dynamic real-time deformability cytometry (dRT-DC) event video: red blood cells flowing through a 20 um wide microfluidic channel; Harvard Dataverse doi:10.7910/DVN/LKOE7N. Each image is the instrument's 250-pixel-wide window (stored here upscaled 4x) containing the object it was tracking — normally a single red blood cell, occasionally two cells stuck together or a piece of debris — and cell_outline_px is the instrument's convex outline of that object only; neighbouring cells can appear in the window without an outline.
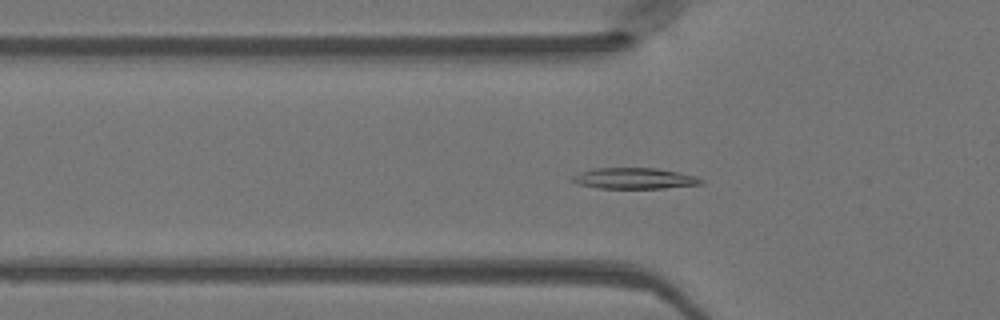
{"species": "Egyptian fruit bat (a non-hibernating species)", "species_latin": "Rousettus aegyptiacus", "temperature_condition": "warm", "stored_images_in_passage": 38, "camera_frame_rate_fps": 3000, "um_per_image_px": 0.085, "animal": {"sex": "female"}, "frame": {"image": 1, "passage_image": 8, "time_ms": 2.333, "image_size_px": [1000, 320], "cell_outline_px": [[704, 184], [664, 188], [600, 188], [580, 184], [572, 180], [572, 176], [576, 172], [592, 168], [656, 168], [696, 176], [704, 180]], "centroid_in_image_um": [53.92, 15.15], "position_along_channel_um": 71.9, "area_um2": 15.72}}
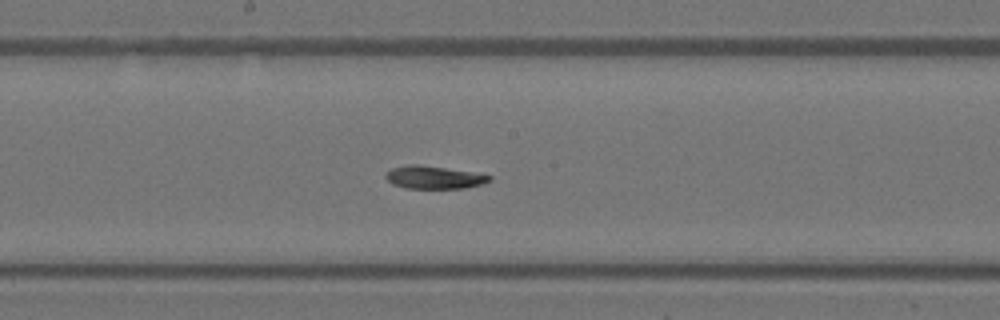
{"frame": {"image": 2, "passage_image": 18, "time_ms": 5.667, "image_size_px": [1000, 320], "cell_outline_px": [[492, 180], [484, 184], [464, 188], [404, 188], [392, 184], [384, 176], [392, 168], [408, 164], [420, 164], [480, 172], [492, 176]], "centroid_in_image_um": [36.96, 15.06], "position_along_channel_um": 211.2, "area_um2": 14.16}}
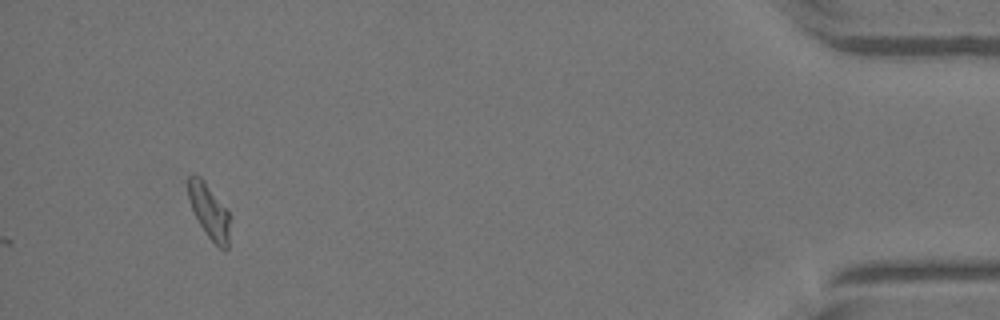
{"frame": {"image": 3, "passage_image": 38, "time_ms": 12.333, "image_size_px": [1000, 320], "cell_outline_px": [[228, 248], [220, 248], [208, 236], [200, 224], [192, 208], [188, 196], [188, 176], [192, 172], [200, 176], [204, 180], [228, 212]], "centroid_in_image_um": [17.74, 17.89], "position_along_channel_um": 417.5, "area_um2": 12.72}}